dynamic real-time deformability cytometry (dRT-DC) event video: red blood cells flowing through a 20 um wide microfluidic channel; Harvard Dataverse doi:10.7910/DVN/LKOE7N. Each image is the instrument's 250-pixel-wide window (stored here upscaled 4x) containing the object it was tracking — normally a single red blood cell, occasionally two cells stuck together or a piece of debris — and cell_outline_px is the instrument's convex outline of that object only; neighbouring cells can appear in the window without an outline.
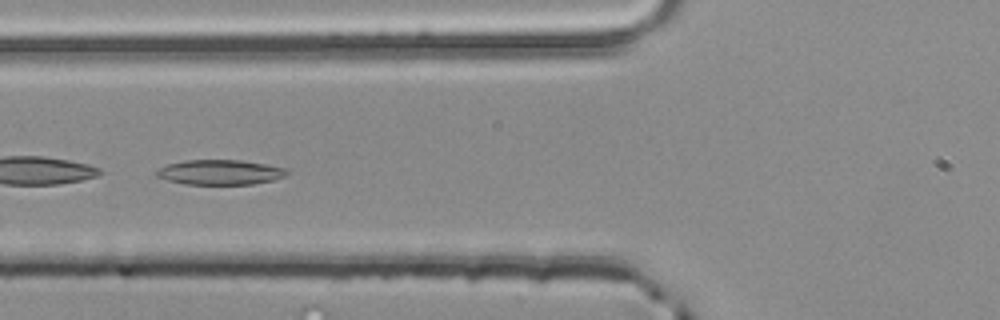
{"species": "common noctule bat (a hibernating species)", "species_latin": "Nyctalus noctula", "temperature_condition": "room temperature", "stored_images_in_passage": 5, "camera_frame_rate_fps": 3000, "um_per_image_px": 0.085, "animal": {"sex": "male", "body_mass_g": 20.4}, "frame": {"image": 1, "passage_image": 4, "time_ms": 1.0, "image_size_px": [1000, 320], "cell_outline_px": [[288, 172], [284, 176], [272, 180], [252, 184], [184, 184], [168, 180], [156, 176], [156, 172], [160, 168], [168, 164], [184, 160], [240, 160], [288, 168]], "centroid_in_image_um": [18.7, 14.64], "position_along_channel_um": 107.1, "area_um2": 18.79}}
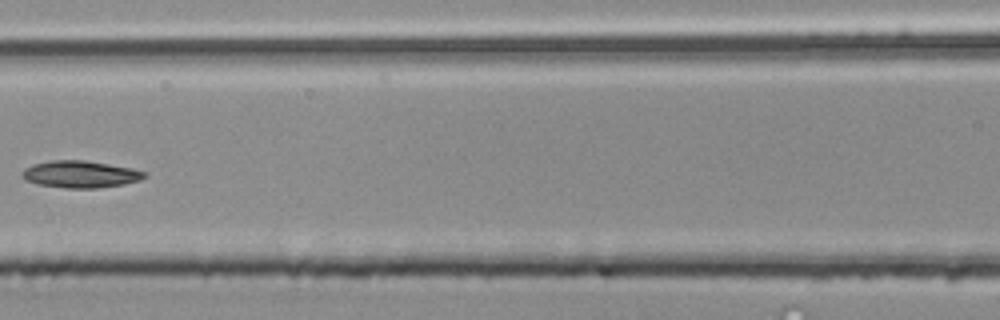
{"frame": {"image": 2, "passage_image": 5, "time_ms": 1.333, "image_size_px": [1000, 320], "cell_outline_px": [[148, 176], [140, 180], [124, 184], [100, 188], [64, 188], [36, 184], [24, 180], [20, 172], [24, 168], [32, 164], [52, 160], [84, 160], [132, 168], [148, 172]], "centroid_in_image_um": [6.82, 14.81], "position_along_channel_um": 159.8, "area_um2": 19.54}}